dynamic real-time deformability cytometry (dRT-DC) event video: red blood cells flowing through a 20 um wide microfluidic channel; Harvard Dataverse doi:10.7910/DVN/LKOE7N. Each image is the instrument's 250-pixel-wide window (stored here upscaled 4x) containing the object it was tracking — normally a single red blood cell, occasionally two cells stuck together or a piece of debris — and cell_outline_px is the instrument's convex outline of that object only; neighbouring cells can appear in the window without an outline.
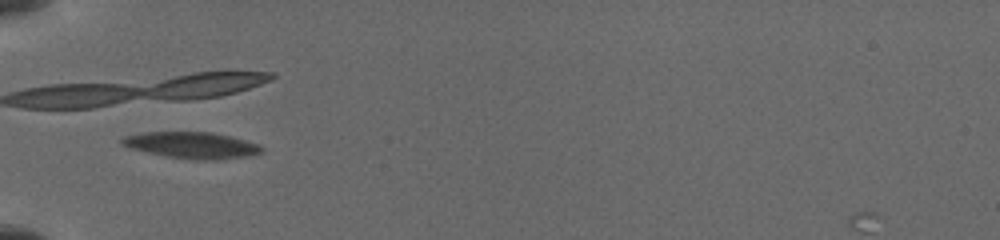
{"species": "common noctule bat (a hibernating species)", "species_latin": "Nyctalus noctula", "temperature_condition": "cold", "stored_images_in_passage": 23, "camera_frame_rate_fps": 3000, "um_per_image_px": 0.085, "animal": {"sex": "female", "body_mass_g": 19.5, "forearm_length_mm": 54.1}, "frame": {"image": 1, "passage_image": 4, "time_ms": 1.667, "image_size_px": [1000, 240], "cell_outline_px": [[264, 148], [260, 152], [248, 156], [216, 160], [192, 160], [168, 156], [148, 152], [132, 148], [120, 144], [120, 140], [124, 136], [144, 132], [212, 132], [244, 140], [256, 144]], "centroid_in_image_um": [16.28, 12.34], "position_along_channel_um": 68.7, "area_um2": 21.21}}